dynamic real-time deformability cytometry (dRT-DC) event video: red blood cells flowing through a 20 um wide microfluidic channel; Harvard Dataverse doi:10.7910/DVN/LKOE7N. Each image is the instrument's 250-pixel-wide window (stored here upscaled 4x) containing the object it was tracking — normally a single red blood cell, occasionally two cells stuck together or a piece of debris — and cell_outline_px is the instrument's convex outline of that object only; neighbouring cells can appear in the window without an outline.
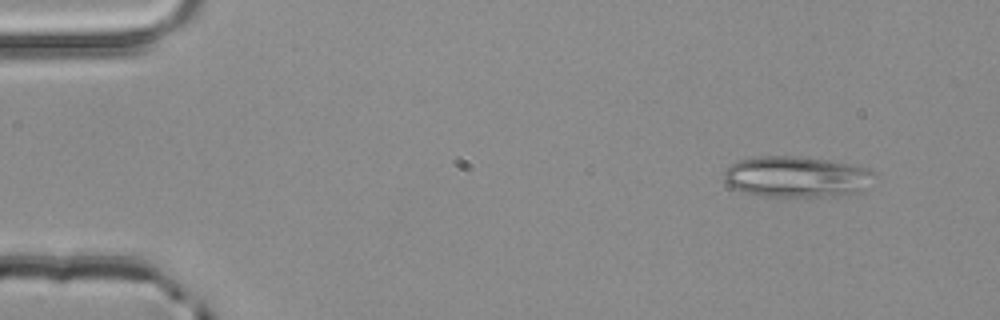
{"species": "common noctule bat (a hibernating species)", "species_latin": "Nyctalus noctula", "temperature_condition": "room temperature", "stored_images_in_passage": 3, "camera_frame_rate_fps": 3000, "um_per_image_px": 0.085, "animal": {"sex": "male", "body_mass_g": 20.4}, "frame": {"image": 1, "passage_image": 1, "time_ms": 0.0, "image_size_px": [1000, 320], "cell_outline_px": [[876, 176], [860, 192], [840, 196], [760, 196], [740, 192], [728, 184], [724, 180], [724, 172], [732, 164], [740, 160], [760, 156], [800, 156], [848, 164], [864, 168], [876, 172]], "centroid_in_image_um": [67.7, 15.04], "position_along_channel_um": 17.3, "area_um2": 35.78}}